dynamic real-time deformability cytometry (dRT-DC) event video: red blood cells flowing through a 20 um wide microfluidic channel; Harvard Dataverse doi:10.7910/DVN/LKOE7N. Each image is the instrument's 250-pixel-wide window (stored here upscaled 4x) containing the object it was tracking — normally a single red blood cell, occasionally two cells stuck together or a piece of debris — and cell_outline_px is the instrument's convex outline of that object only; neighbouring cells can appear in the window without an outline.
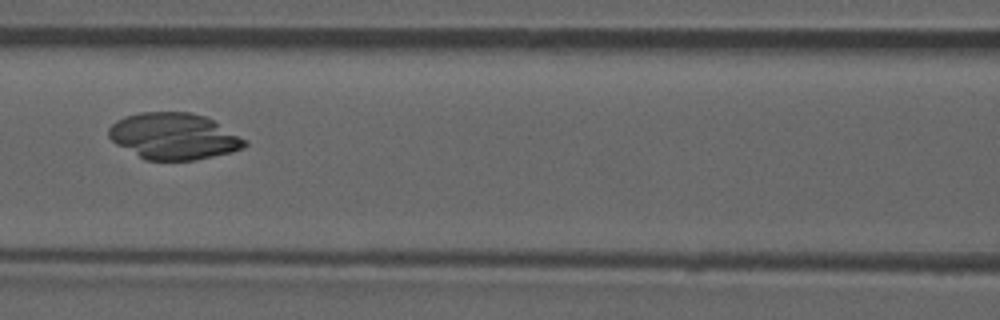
{"species": "common noctule bat (a hibernating species)", "species_latin": "Nyctalus noctula", "temperature_condition": "room temperature", "stored_images_in_passage": 6, "camera_frame_rate_fps": 3000, "um_per_image_px": 0.085, "animal": {"sex": "male", "forearm_length_mm": 52.5}, "frame": {"image": 1, "passage_image": 6, "time_ms": 5.667, "image_size_px": [1000, 320], "cell_outline_px": [[248, 144], [244, 148], [232, 152], [196, 160], [144, 160], [116, 144], [108, 136], [108, 128], [116, 120], [124, 116], [140, 112], [192, 112], [204, 116], [212, 120], [248, 140]], "centroid_in_image_um": [14.77, 11.58], "position_along_channel_um": 151.8, "area_um2": 36.99}}